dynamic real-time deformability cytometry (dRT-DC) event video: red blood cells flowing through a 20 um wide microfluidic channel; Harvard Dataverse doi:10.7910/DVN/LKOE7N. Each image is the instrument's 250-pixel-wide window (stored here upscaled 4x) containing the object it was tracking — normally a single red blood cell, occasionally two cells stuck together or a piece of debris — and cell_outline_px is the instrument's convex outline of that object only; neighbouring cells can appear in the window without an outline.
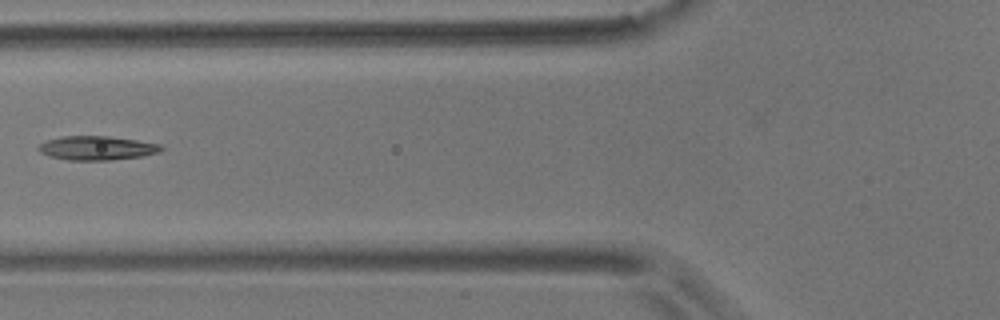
{"species": "common noctule bat (a hibernating species)", "species_latin": "Nyctalus noctula", "temperature_condition": "room temperature", "stored_images_in_passage": 7, "camera_frame_rate_fps": 3000, "um_per_image_px": 0.085, "animal": {"sex": "male", "body_mass_g": 17.9}, "frame": {"image": 1, "passage_image": 4, "time_ms": 1.0, "image_size_px": [1000, 320], "cell_outline_px": [[164, 148], [160, 152], [144, 156], [112, 160], [68, 160], [48, 156], [40, 152], [36, 148], [40, 144], [48, 140], [60, 136], [108, 136], [136, 140], [160, 144]], "centroid_in_image_um": [8.24, 12.59], "position_along_channel_um": 117.6, "area_um2": 17.28}}
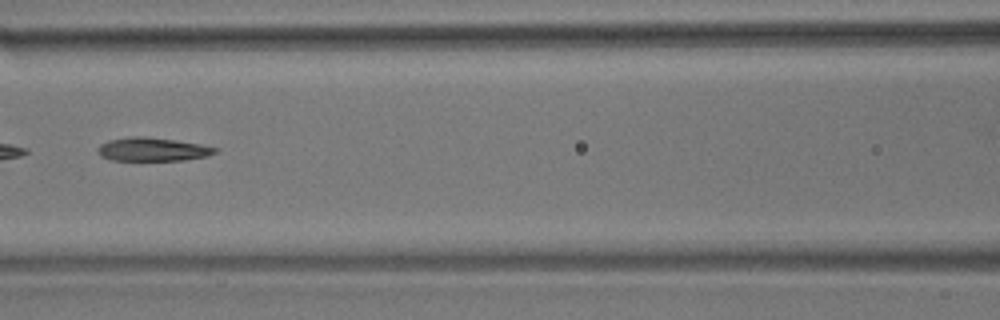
{"frame": {"image": 2, "passage_image": 5, "time_ms": 1.333, "image_size_px": [1000, 320], "cell_outline_px": [[220, 148], [216, 152], [208, 156], [184, 160], [112, 160], [100, 156], [96, 148], [100, 144], [108, 140], [132, 136], [144, 136], [176, 140], [200, 144]], "centroid_in_image_um": [12.96, 12.69], "position_along_channel_um": 153.6, "area_um2": 16.18}}
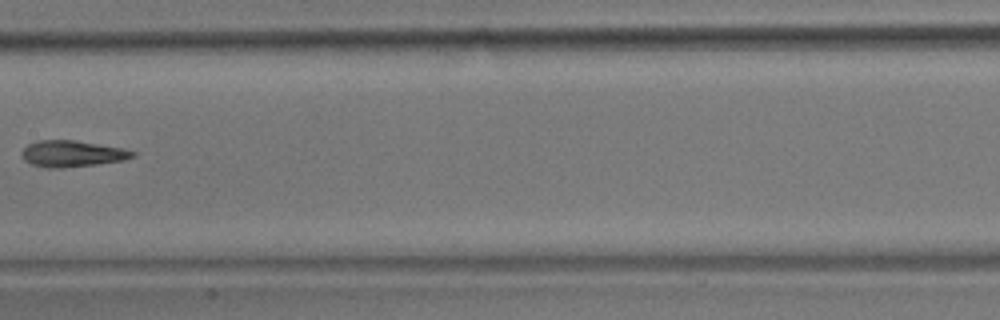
{"frame": {"image": 3, "passage_image": 6, "time_ms": 1.667, "image_size_px": [1000, 320], "cell_outline_px": [[136, 156], [124, 160], [96, 164], [64, 168], [48, 168], [32, 164], [24, 160], [20, 152], [28, 144], [36, 140], [76, 140], [120, 148], [136, 152]], "centroid_in_image_um": [6.1, 13.06], "position_along_channel_um": 201.3, "area_um2": 16.99}}